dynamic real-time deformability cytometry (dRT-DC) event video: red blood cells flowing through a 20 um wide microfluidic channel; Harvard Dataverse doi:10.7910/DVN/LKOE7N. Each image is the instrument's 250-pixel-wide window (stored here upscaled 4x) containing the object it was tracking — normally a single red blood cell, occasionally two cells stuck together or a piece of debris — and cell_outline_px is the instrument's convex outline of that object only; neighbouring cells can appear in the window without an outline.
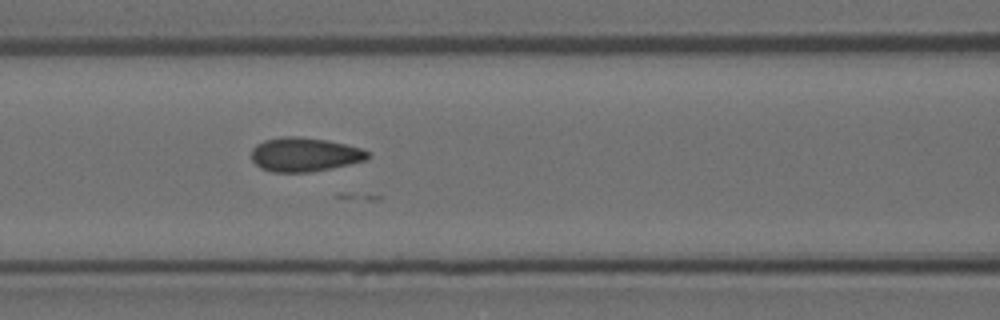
{"species": "Egyptian fruit bat (a non-hibernating species)", "species_latin": "Rousettus aegyptiacus", "temperature_condition": "room temperature", "stored_images_in_passage": 4, "camera_frame_rate_fps": 3000, "um_per_image_px": 0.085, "animal": {"sex": "female"}, "frame": {"image": 1, "passage_image": 4, "time_ms": 1.0, "image_size_px": [1000, 320], "cell_outline_px": [[372, 156], [368, 160], [332, 168], [312, 172], [272, 172], [260, 168], [252, 160], [252, 148], [256, 144], [264, 140], [280, 136], [300, 136], [328, 140], [360, 148], [368, 152]], "centroid_in_image_um": [25.89, 13.13], "position_along_channel_um": 140.7, "area_um2": 23.35}}